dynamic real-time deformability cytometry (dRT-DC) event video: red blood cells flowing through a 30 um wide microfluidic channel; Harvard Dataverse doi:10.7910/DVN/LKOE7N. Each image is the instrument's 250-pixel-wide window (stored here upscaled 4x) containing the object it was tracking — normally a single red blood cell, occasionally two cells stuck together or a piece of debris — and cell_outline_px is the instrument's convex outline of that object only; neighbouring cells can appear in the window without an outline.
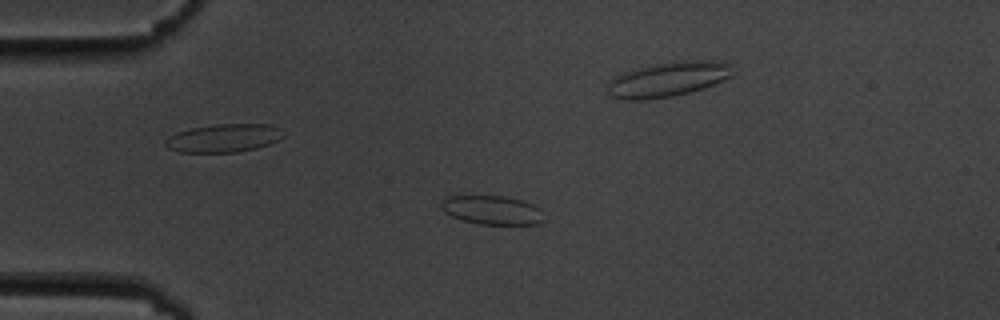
{"species": "common noctule bat (a hibernating species)", "species_latin": "Nyctalus noctula", "temperature_condition": "cold", "stored_images_in_passage": 57, "camera_frame_rate_fps": 3000, "um_per_image_px": 0.085, "animal": {"sex": "male", "body_mass_g": 19.5, "forearm_length_mm": 54.6}, "frame": {"image": 1, "passage_image": 14, "time_ms": 4.333, "image_size_px": [1000, 320], "cell_outline_px": [[544, 220], [540, 224], [480, 224], [464, 220], [452, 216], [444, 212], [440, 208], [440, 204], [444, 196], [504, 196], [520, 200], [532, 204], [540, 208]], "centroid_in_image_um": [41.81, 17.85], "position_along_channel_um": 43.2, "area_um2": 17.28}}
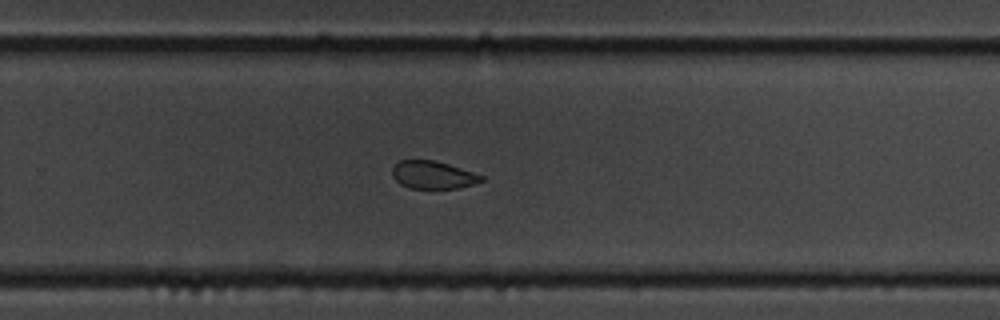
{"frame": {"image": 2, "passage_image": 37, "time_ms": 12.0, "image_size_px": [1000, 320], "cell_outline_px": [[484, 180], [472, 184], [456, 188], [408, 188], [400, 184], [392, 176], [392, 168], [400, 160], [436, 160], [484, 176]], "centroid_in_image_um": [36.77, 14.86], "position_along_channel_um": 293.0, "area_um2": 14.28}}
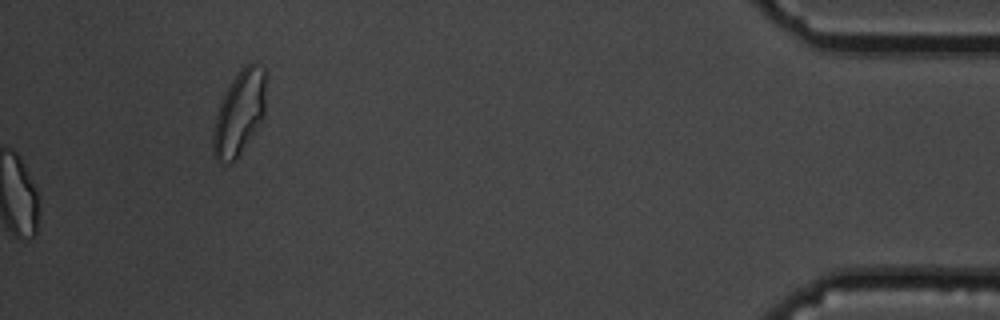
{"frame": {"image": 3, "passage_image": 57, "time_ms": 18.667, "image_size_px": [1000, 320], "cell_outline_px": [[264, 116], [240, 152], [228, 164], [220, 164], [216, 160], [212, 152], [212, 136], [216, 116], [220, 104], [232, 80], [244, 64], [252, 60], [264, 68]], "centroid_in_image_um": [20.32, 9.59], "position_along_channel_um": 414.9, "area_um2": 25.43}, "authors_computed_cell_mechanics": {"area_um2": 17.051, "velocity_mm_per_s": 3.5764, "shape_relaxation_time_tau1_ms": 10.0087, "shape_relaxation_time_tau2_ms": 2.6004, "deformation_change_tau1": 0.1477, "deformation_change_tau2": 0.0701}}